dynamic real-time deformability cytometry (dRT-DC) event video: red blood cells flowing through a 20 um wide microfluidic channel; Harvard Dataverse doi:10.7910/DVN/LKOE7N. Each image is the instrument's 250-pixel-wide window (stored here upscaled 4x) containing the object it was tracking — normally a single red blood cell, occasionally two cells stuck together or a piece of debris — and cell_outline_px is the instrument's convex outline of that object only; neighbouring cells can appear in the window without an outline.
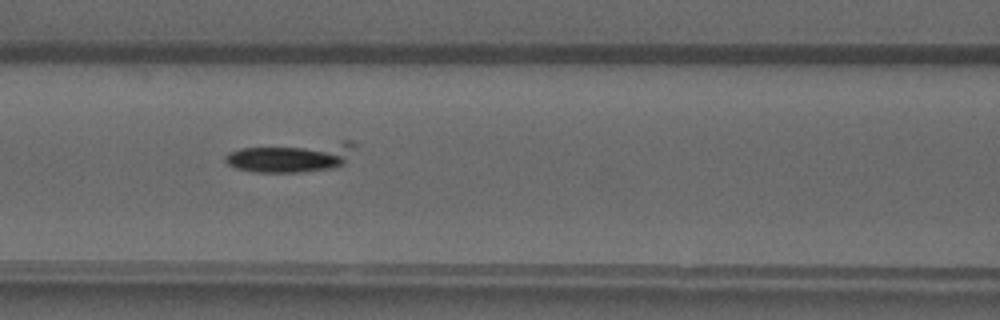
{"species": "common noctule bat (a hibernating species)", "species_latin": "Nyctalus noctula", "temperature_condition": "warm", "stored_images_in_passage": 51, "camera_frame_rate_fps": 3000, "um_per_image_px": 0.085, "animal": {"sex": "male", "forearm_length_mm": 52.5}, "frame": {"image": 1, "passage_image": 22, "time_ms": 7.0, "image_size_px": [1000, 320], "cell_outline_px": [[356, 144], [344, 164], [332, 168], [300, 172], [256, 172], [236, 168], [228, 164], [224, 160], [224, 156], [228, 152], [240, 148], [344, 140], [352, 140]], "centroid_in_image_um": [24.78, 13.33], "position_along_channel_um": 141.8, "area_um2": 22.72}}
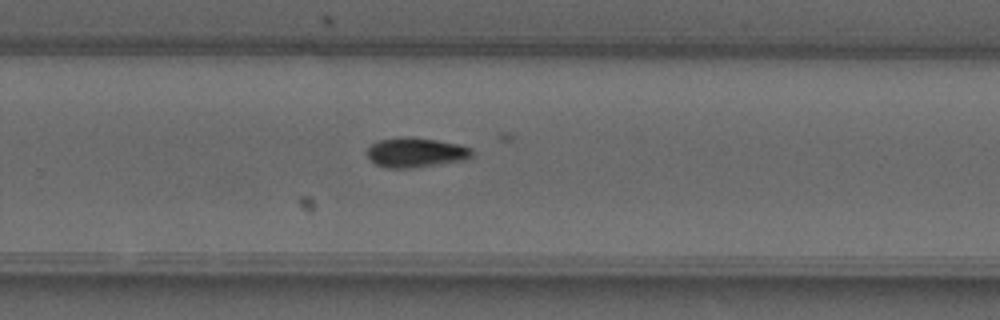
{"frame": {"image": 2, "passage_image": 33, "time_ms": 10.667, "image_size_px": [1000, 320], "cell_outline_px": [[472, 156], [464, 160], [412, 168], [388, 168], [376, 164], [368, 156], [368, 148], [372, 144], [380, 140], [400, 136], [412, 136], [460, 144], [472, 148]], "centroid_in_image_um": [35.36, 12.95], "position_along_channel_um": 294.4, "area_um2": 18.15}}
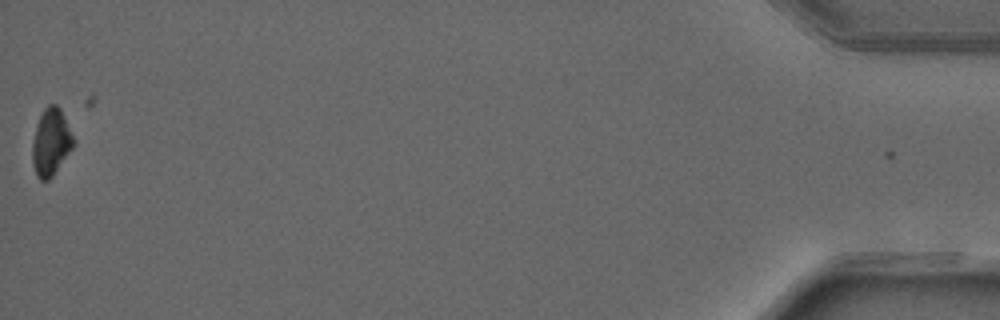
{"frame": {"image": 3, "passage_image": 50, "time_ms": 16.333, "image_size_px": [1000, 320], "cell_outline_px": [[76, 140], [72, 148], [52, 176], [48, 180], [40, 180], [36, 176], [32, 164], [32, 140], [36, 124], [44, 108], [48, 104], [56, 104], [60, 108]], "centroid_in_image_um": [4.32, 12.07], "position_along_channel_um": 430.9, "area_um2": 16.18}}